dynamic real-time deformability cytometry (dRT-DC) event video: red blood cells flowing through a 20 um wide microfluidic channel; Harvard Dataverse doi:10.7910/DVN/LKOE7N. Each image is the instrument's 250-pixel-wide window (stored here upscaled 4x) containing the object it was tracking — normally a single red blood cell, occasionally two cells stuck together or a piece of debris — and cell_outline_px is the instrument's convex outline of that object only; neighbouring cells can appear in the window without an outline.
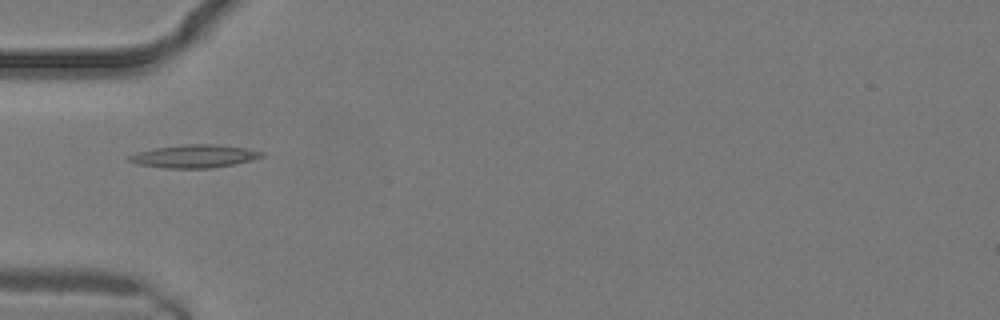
{"species": "common noctule bat (a hibernating species)", "species_latin": "Nyctalus noctula", "temperature_condition": "warm", "stored_images_in_passage": 15, "camera_frame_rate_fps": 3000, "um_per_image_px": 0.085, "animal": {"sex": "male", "body_mass_g": 19.2, "forearm_length_mm": 51.8}, "frame": {"image": 1, "passage_image": 9, "time_ms": 2.667, "image_size_px": [1000, 320], "cell_outline_px": [[264, 156], [252, 160], [212, 168], [164, 168], [140, 164], [128, 160], [128, 156], [136, 152], [156, 148], [188, 144], [216, 144], [244, 148], [264, 152]], "centroid_in_image_um": [16.53, 13.28], "position_along_channel_um": 68.5, "area_um2": 17.51}}
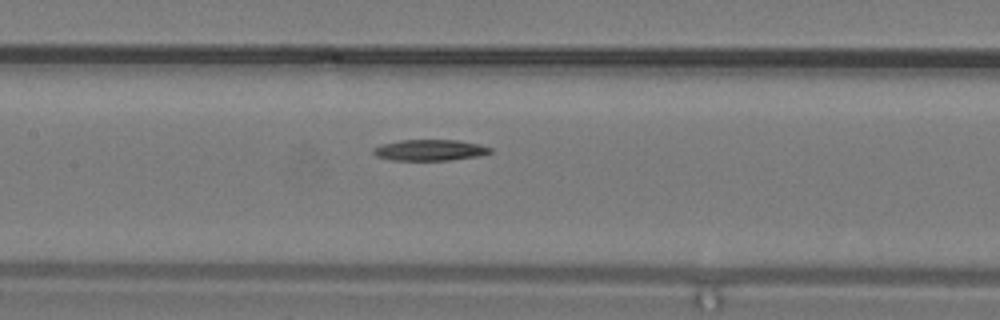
{"frame": {"image": 2, "passage_image": 13, "time_ms": 4.0, "image_size_px": [1000, 320], "cell_outline_px": [[492, 152], [480, 156], [448, 160], [392, 160], [376, 156], [372, 152], [372, 148], [380, 144], [400, 140], [460, 140], [480, 144], [492, 148]], "centroid_in_image_um": [36.53, 12.75], "position_along_channel_um": 170.9, "area_um2": 14.51}}
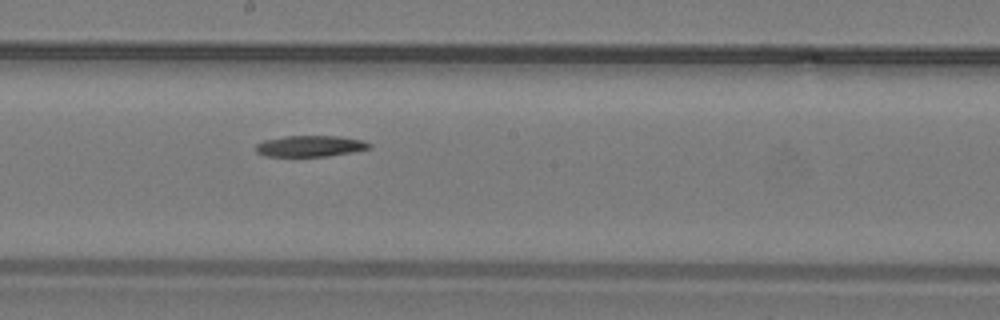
{"frame": {"image": 3, "passage_image": 15, "time_ms": 4.667, "image_size_px": [1000, 320], "cell_outline_px": [[372, 148], [352, 152], [328, 156], [264, 156], [256, 152], [256, 144], [264, 140], [284, 136], [340, 136], [360, 140], [372, 144]], "centroid_in_image_um": [26.36, 12.42], "position_along_channel_um": 221.8, "area_um2": 13.99}}